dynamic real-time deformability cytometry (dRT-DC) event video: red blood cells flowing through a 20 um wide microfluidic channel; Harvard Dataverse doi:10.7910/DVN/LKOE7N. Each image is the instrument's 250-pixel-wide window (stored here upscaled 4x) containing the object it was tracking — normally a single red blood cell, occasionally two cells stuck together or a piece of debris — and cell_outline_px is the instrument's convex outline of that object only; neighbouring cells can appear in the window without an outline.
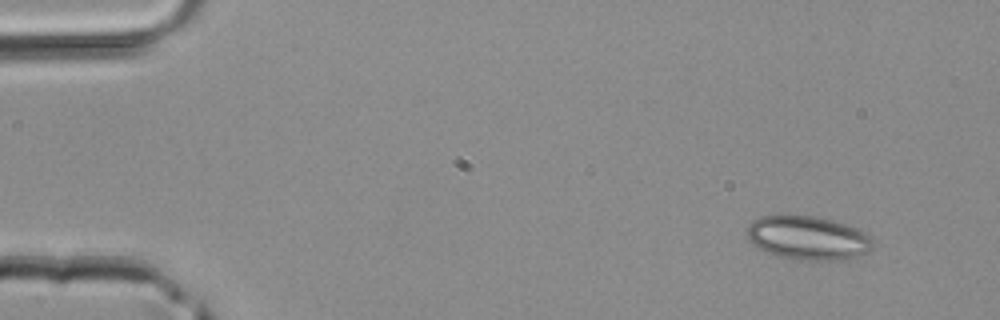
{"species": "common noctule bat (a hibernating species)", "species_latin": "Nyctalus noctula", "temperature_condition": "room temperature", "stored_images_in_passage": 3, "camera_frame_rate_fps": 3000, "um_per_image_px": 0.085, "animal": {"sex": "male", "body_mass_g": 20.4}, "frame": {"image": 1, "passage_image": 1, "time_ms": 0.0, "image_size_px": [1000, 320], "cell_outline_px": [[872, 248], [868, 252], [848, 260], [808, 260], [780, 256], [768, 252], [760, 248], [748, 240], [748, 224], [752, 220], [760, 216], [816, 216], [848, 224], [872, 236]], "centroid_in_image_um": [68.72, 20.22], "position_along_channel_um": 16.3, "area_um2": 32.02}}